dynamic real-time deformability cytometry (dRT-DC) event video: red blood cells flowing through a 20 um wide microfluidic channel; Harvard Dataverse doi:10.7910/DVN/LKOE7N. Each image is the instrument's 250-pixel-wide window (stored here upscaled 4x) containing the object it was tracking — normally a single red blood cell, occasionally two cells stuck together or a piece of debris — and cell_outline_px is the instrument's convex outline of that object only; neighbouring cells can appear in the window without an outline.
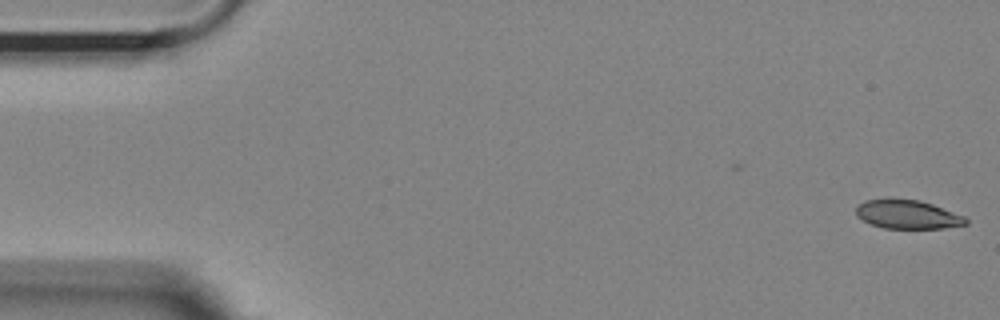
{"species": "Egyptian fruit bat (a non-hibernating species)", "species_latin": "Rousettus aegyptiacus", "temperature_condition": "room temperature", "stored_images_in_passage": 4, "camera_frame_rate_fps": 3000, "um_per_image_px": 0.085, "animal": {"sex": "female"}, "frame": {"image": 1, "passage_image": 1, "time_ms": 0.0, "image_size_px": [1000, 320], "cell_outline_px": [[968, 224], [944, 228], [884, 228], [872, 224], [856, 216], [856, 208], [864, 200], [888, 196], [892, 196], [920, 200], [932, 204], [964, 216], [968, 220]], "centroid_in_image_um": [77.11, 18.18], "position_along_channel_um": 7.9, "area_um2": 18.84}}